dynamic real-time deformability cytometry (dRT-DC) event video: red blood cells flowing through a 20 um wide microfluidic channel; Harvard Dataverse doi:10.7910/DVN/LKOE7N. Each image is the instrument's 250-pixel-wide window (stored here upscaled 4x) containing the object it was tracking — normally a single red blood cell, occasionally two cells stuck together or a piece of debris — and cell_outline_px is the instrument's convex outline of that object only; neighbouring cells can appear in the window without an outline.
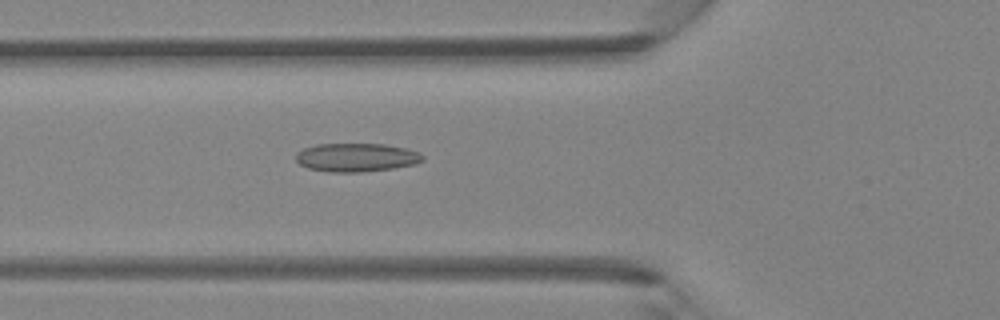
{"species": "Egyptian fruit bat (a non-hibernating species)", "species_latin": "Rousettus aegyptiacus", "temperature_condition": "room temperature", "stored_images_in_passage": 37, "camera_frame_rate_fps": 3000, "um_per_image_px": 0.085, "animal": {"sex": "female"}, "frame": {"image": 1, "passage_image": 9, "time_ms": 2.667, "image_size_px": [1000, 320], "cell_outline_px": [[424, 160], [412, 164], [392, 168], [364, 172], [328, 172], [308, 168], [300, 164], [296, 160], [296, 152], [304, 148], [316, 144], [384, 144], [404, 148], [416, 152], [424, 156]], "centroid_in_image_um": [30.24, 13.38], "position_along_channel_um": 95.6, "area_um2": 20.92}}
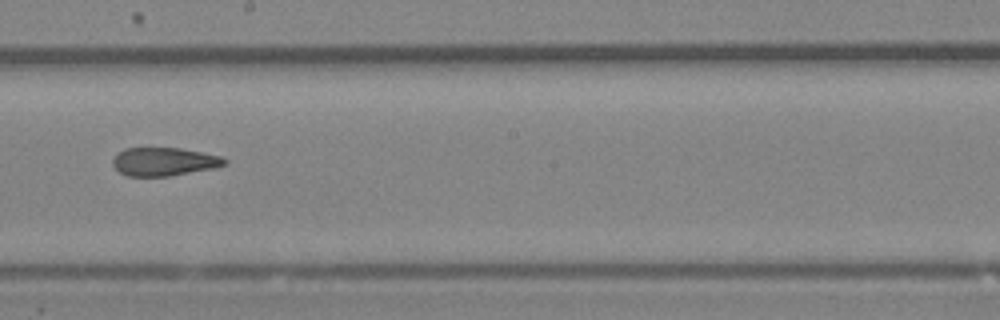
{"frame": {"image": 2, "passage_image": 18, "time_ms": 5.667, "image_size_px": [1000, 320], "cell_outline_px": [[228, 164], [212, 168], [168, 176], [128, 176], [120, 172], [112, 164], [112, 160], [116, 152], [124, 148], [180, 148], [220, 156], [228, 160]], "centroid_in_image_um": [13.91, 13.73], "position_along_channel_um": 234.3, "area_um2": 18.38}}
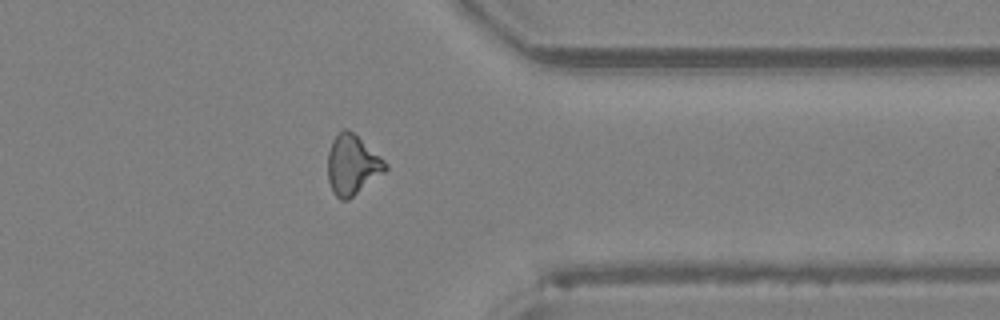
{"frame": {"image": 3, "passage_image": 28, "time_ms": 9.0, "image_size_px": [1000, 320], "cell_outline_px": [[388, 168], [384, 172], [348, 200], [340, 200], [332, 192], [328, 180], [328, 152], [332, 140], [344, 128], [348, 128], [380, 156], [388, 164]], "centroid_in_image_um": [29.93, 14.02], "position_along_channel_um": 381.5, "area_um2": 19.94}}